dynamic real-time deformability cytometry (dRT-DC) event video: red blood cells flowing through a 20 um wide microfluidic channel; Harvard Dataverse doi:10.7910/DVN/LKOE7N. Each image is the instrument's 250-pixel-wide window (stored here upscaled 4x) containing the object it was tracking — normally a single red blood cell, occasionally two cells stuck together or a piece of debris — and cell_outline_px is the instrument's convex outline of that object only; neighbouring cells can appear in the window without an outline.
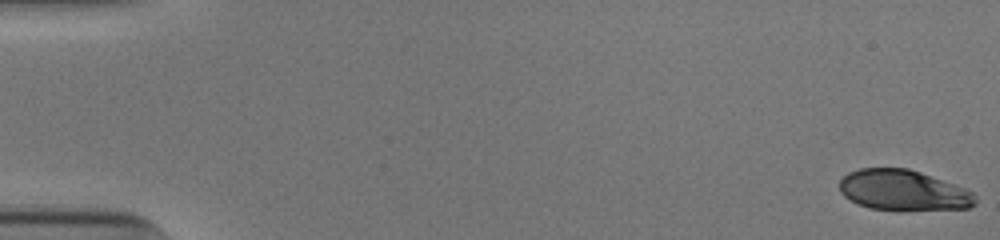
{"species": "human", "species_latin": "Homo sapiens", "temperature_condition": "cold", "stored_images_in_passage": 53, "camera_frame_rate_fps": 3000, "um_per_image_px": 0.085, "donor": {"sex": "male"}, "frame": {"image": 1, "passage_image": 1, "time_ms": 0.0, "image_size_px": [1000, 240], "cell_outline_px": [[976, 204], [968, 208], [900, 212], [868, 208], [844, 196], [840, 192], [840, 180], [848, 172], [860, 168], [908, 168], [920, 172], [964, 188], [972, 192], [976, 196]], "centroid_in_image_um": [76.78, 16.21], "position_along_channel_um": 8.2, "area_um2": 32.54}}
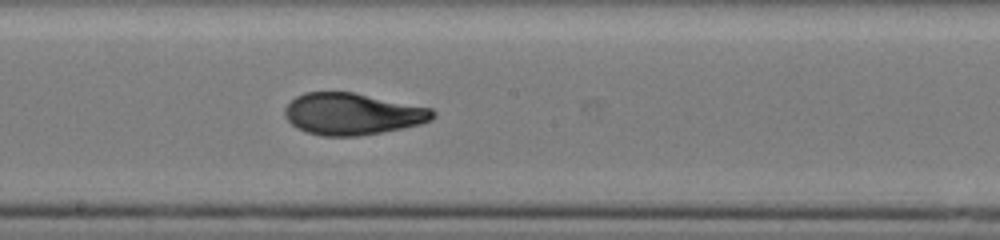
{"frame": {"image": 2, "passage_image": 30, "time_ms": 9.667, "image_size_px": [1000, 240], "cell_outline_px": [[436, 116], [432, 120], [420, 124], [404, 128], [356, 136], [324, 136], [308, 132], [296, 128], [284, 116], [284, 108], [296, 96], [304, 92], [352, 92], [432, 108], [436, 112]], "centroid_in_image_um": [29.96, 9.68], "position_along_channel_um": 218.2, "area_um2": 35.95}}
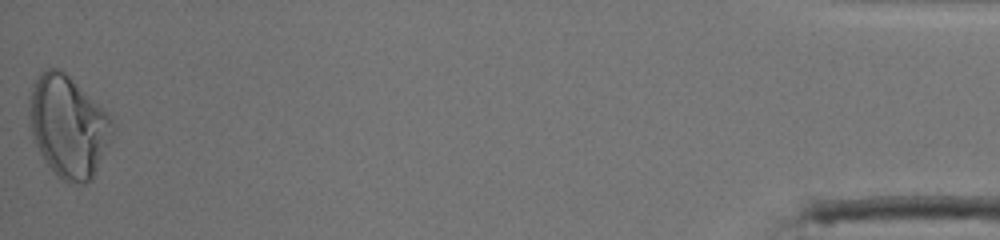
{"frame": {"image": 3, "passage_image": 53, "time_ms": 17.333, "image_size_px": [1000, 240], "cell_outline_px": [[116, 128], [92, 180], [84, 184], [68, 184], [56, 176], [40, 152], [36, 144], [28, 124], [28, 112], [32, 84], [40, 72], [48, 68], [56, 68], [64, 72], [112, 120]], "centroid_in_image_um": [5.77, 10.79], "position_along_channel_um": 429.4, "area_um2": 48.84}, "authors_computed_cell_mechanics": {"area_um2": 36.0672, "velocity_mm_per_s": 3.9076, "shape_relaxation_time_tau1_ms": 5.051, "shape_relaxation_time_tau2_ms": 1.187, "deformation_change_tau1": 0.1746, "deformation_change_tau2": 0.0534}}